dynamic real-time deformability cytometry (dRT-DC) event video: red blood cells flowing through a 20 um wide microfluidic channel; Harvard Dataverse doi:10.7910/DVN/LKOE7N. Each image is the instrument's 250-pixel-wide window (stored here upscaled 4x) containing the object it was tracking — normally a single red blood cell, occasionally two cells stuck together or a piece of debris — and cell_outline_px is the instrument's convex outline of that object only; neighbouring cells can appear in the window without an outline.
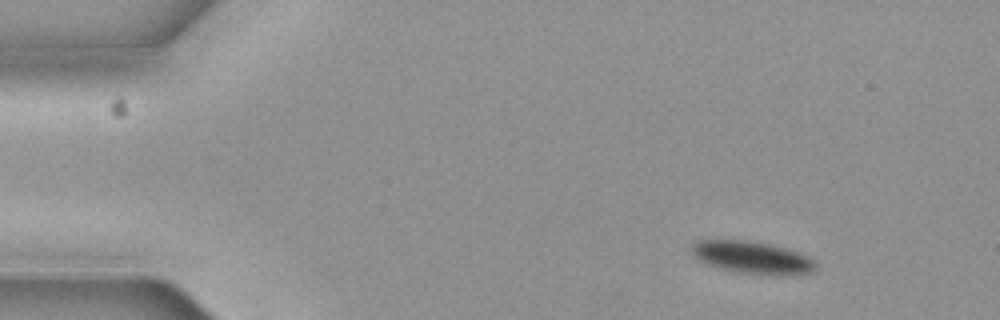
{"species": "common noctule bat (a hibernating species)", "species_latin": "Nyctalus noctula", "temperature_condition": "cold", "stored_images_in_passage": 2, "camera_frame_rate_fps": 3000, "um_per_image_px": 0.085, "animal": {"sex": "female", "body_mass_g": 19.3, "forearm_length_mm": 54.1}, "frame": {"image": 1, "passage_image": 1, "time_ms": 0.0, "image_size_px": [1000, 320], "cell_outline_px": [[820, 264], [812, 272], [776, 276], [736, 272], [704, 264], [692, 256], [692, 244], [700, 240], [744, 240], [784, 248], [808, 256], [816, 260]], "centroid_in_image_um": [63.94, 21.91], "position_along_channel_um": 21.1, "area_um2": 23.47}}